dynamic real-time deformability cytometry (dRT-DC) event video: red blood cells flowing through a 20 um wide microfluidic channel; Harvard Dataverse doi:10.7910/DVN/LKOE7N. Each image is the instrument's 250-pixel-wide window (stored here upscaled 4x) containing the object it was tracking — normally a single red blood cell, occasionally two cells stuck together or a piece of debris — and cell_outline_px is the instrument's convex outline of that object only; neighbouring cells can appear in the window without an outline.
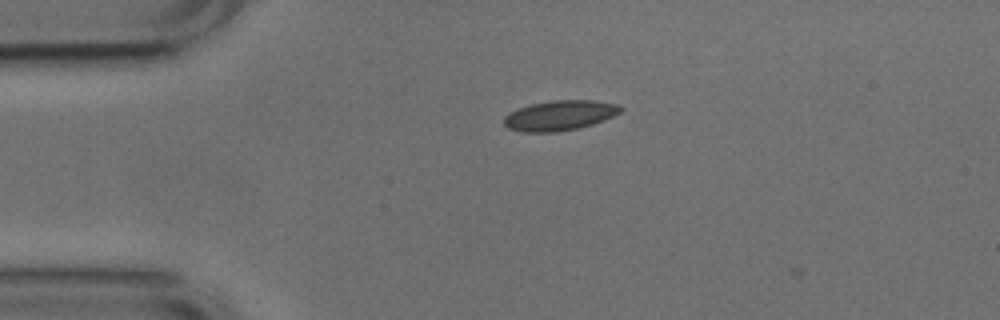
{"species": "common noctule bat (a hibernating species)", "species_latin": "Nyctalus noctula", "temperature_condition": "cold", "stored_images_in_passage": 4, "camera_frame_rate_fps": 3000, "um_per_image_px": 0.085, "animal": {"sex": "male", "body_mass_g": 17.9, "forearm_length_mm": 54.2}, "frame": {"image": 1, "passage_image": 2, "time_ms": 0.333, "image_size_px": [1000, 320], "cell_outline_px": [[624, 108], [620, 112], [604, 120], [592, 124], [576, 128], [556, 132], [524, 132], [508, 128], [504, 124], [504, 116], [520, 108], [532, 104], [552, 100], [596, 100], [616, 104]], "centroid_in_image_um": [47.59, 9.81], "position_along_channel_um": 37.4, "area_um2": 20.17}}